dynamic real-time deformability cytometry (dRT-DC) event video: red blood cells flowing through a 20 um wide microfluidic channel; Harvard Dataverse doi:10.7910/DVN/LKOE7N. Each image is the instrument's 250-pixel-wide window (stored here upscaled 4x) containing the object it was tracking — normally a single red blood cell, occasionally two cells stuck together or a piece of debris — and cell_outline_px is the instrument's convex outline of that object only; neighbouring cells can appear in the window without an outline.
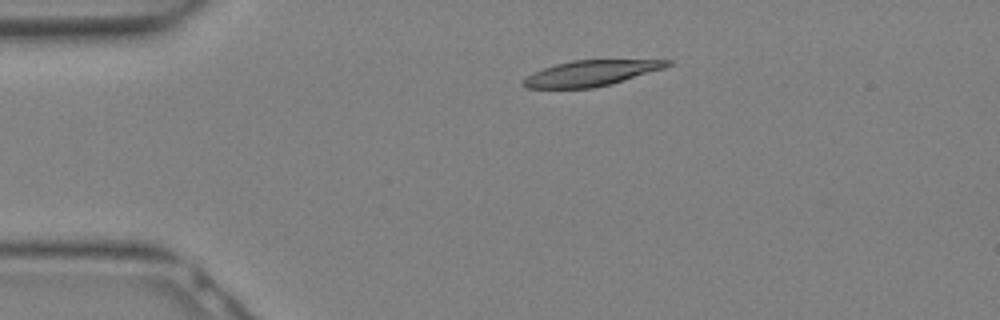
{"species": "Egyptian fruit bat (a non-hibernating species)", "species_latin": "Rousettus aegyptiacus", "temperature_condition": "warm", "stored_images_in_passage": 11, "camera_frame_rate_fps": 3000, "um_per_image_px": 0.085, "animal": {"sex": "female"}, "frame": {"image": 1, "passage_image": 1, "time_ms": 0.0, "image_size_px": [1000, 320], "cell_outline_px": [[672, 64], [664, 68], [612, 84], [596, 88], [524, 88], [520, 84], [520, 80], [532, 72], [556, 64], [572, 60], [672, 60]], "centroid_in_image_um": [50.17, 6.23], "position_along_channel_um": 34.8, "area_um2": 21.68}}
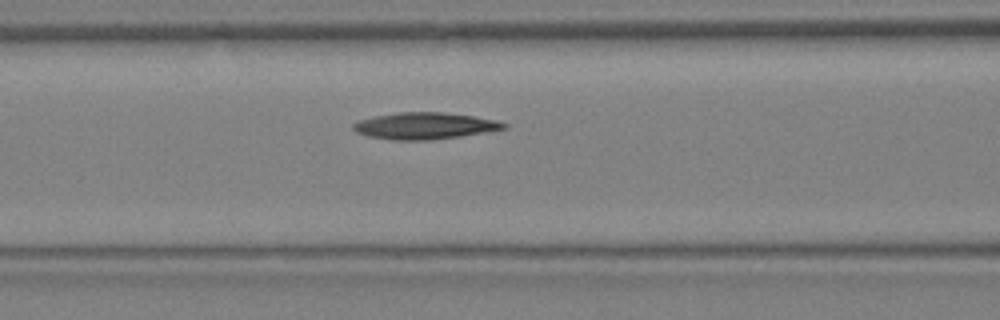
{"frame": {"image": 2, "passage_image": 7, "time_ms": 2.0, "image_size_px": [1000, 320], "cell_outline_px": [[508, 128], [460, 136], [428, 140], [392, 140], [368, 136], [356, 132], [352, 128], [352, 124], [360, 120], [376, 116], [400, 112], [444, 112], [472, 116], [496, 120], [508, 124]], "centroid_in_image_um": [36.09, 10.7], "position_along_channel_um": 130.5, "area_um2": 23.24}}
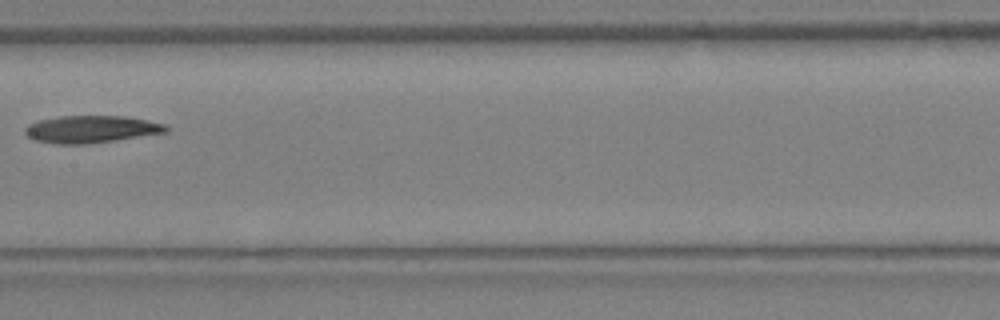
{"frame": {"image": 3, "passage_image": 10, "time_ms": 3.0, "image_size_px": [1000, 320], "cell_outline_px": [[168, 132], [116, 140], [88, 144], [52, 144], [36, 140], [28, 136], [24, 132], [24, 128], [28, 124], [40, 120], [60, 116], [124, 116], [164, 124], [168, 128]], "centroid_in_image_um": [7.72, 10.99], "position_along_channel_um": 199.7, "area_um2": 22.31}}